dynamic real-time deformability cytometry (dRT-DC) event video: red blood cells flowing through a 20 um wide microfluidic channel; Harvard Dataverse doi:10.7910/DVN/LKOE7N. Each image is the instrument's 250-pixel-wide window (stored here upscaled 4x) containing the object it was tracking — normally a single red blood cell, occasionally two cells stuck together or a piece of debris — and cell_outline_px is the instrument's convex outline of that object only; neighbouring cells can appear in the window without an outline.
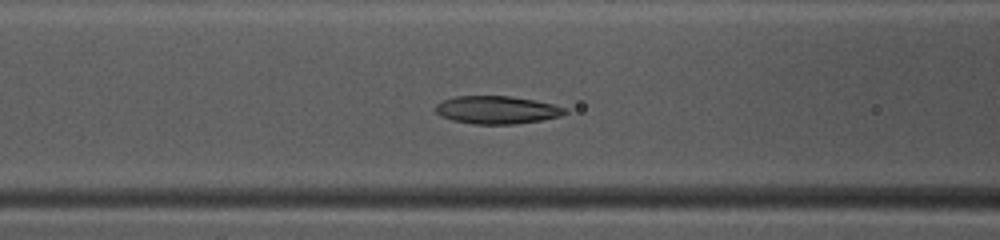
{"species": "common noctule bat (a hibernating species)", "species_latin": "Nyctalus noctula", "temperature_condition": "warm", "stored_images_in_passage": 37, "camera_frame_rate_fps": 3000, "um_per_image_px": 0.085, "animal": {"sex": "female", "body_mass_g": 10.0, "forearm_length_mm": 53.1}, "frame": {"image": 1, "passage_image": 8, "time_ms": 2.333, "image_size_px": [1000, 240], "cell_outline_px": [[568, 112], [560, 116], [540, 120], [516, 124], [476, 124], [452, 120], [440, 116], [432, 108], [436, 104], [444, 100], [456, 96], [508, 96], [532, 100], [552, 104], [568, 108]], "centroid_in_image_um": [42.21, 9.34], "position_along_channel_um": 124.4, "area_um2": 20.98}}
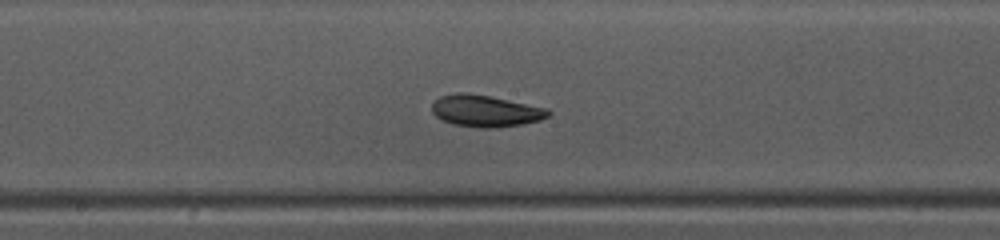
{"frame": {"image": 2, "passage_image": 14, "time_ms": 4.333, "image_size_px": [1000, 240], "cell_outline_px": [[552, 112], [548, 116], [540, 120], [524, 124], [492, 128], [480, 128], [452, 124], [436, 116], [432, 112], [432, 104], [440, 96], [456, 92], [464, 92], [488, 96], [548, 108]], "centroid_in_image_um": [41.27, 9.43], "position_along_channel_um": 206.9, "area_um2": 21.44}}
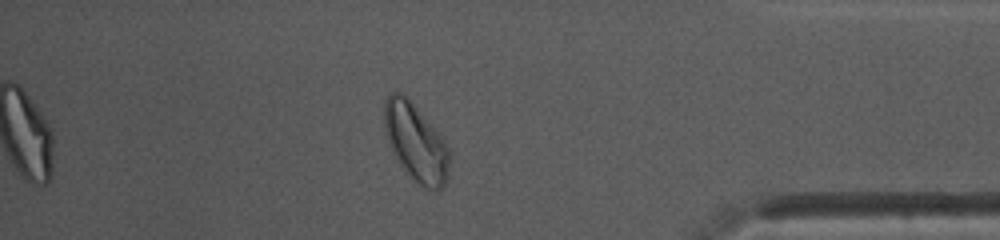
{"frame": {"image": 3, "passage_image": 30, "time_ms": 9.667, "image_size_px": [1000, 240], "cell_outline_px": [[448, 176], [444, 184], [436, 192], [416, 184], [400, 164], [392, 152], [384, 128], [384, 100], [392, 92], [400, 92], [408, 96], [444, 140], [448, 148]], "centroid_in_image_um": [35.32, 12.1], "position_along_channel_um": 399.9, "area_um2": 29.42}}